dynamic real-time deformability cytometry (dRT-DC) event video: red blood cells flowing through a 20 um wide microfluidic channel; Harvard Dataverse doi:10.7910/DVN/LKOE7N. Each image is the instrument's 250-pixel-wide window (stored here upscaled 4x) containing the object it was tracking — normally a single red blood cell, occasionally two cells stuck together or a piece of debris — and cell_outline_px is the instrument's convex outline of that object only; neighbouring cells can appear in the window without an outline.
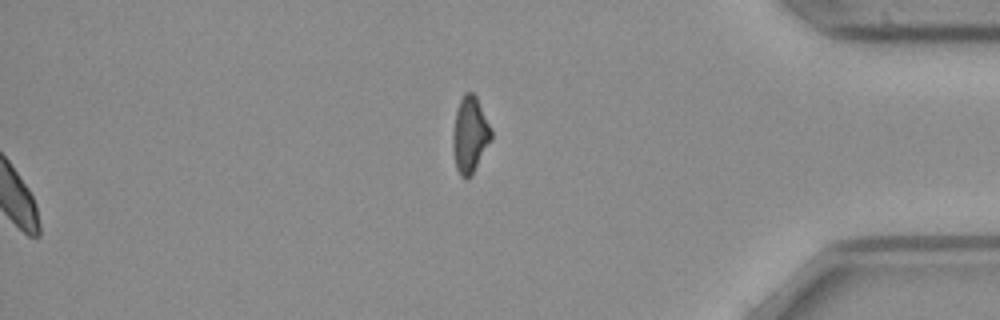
{"species": "common noctule bat (a hibernating species)", "species_latin": "Nyctalus noctula", "temperature_condition": "cold", "stored_images_in_passage": 53, "segment_of_instrument_passage": [2, 2], "camera_frame_rate_fps": 3000, "um_per_image_px": 0.085, "animal": {"sex": "female", "body_mass_g": 21.9}, "frame": {"image": 1, "passage_image": 53, "time_ms": 17.333, "image_size_px": [1000, 320], "cell_outline_px": [[492, 140], [472, 176], [464, 180], [460, 176], [456, 168], [452, 148], [452, 132], [456, 112], [460, 100], [464, 92], [472, 92], [476, 96], [492, 132]], "centroid_in_image_um": [39.93, 11.51], "position_along_channel_um": 395.3, "area_um2": 17.22}}